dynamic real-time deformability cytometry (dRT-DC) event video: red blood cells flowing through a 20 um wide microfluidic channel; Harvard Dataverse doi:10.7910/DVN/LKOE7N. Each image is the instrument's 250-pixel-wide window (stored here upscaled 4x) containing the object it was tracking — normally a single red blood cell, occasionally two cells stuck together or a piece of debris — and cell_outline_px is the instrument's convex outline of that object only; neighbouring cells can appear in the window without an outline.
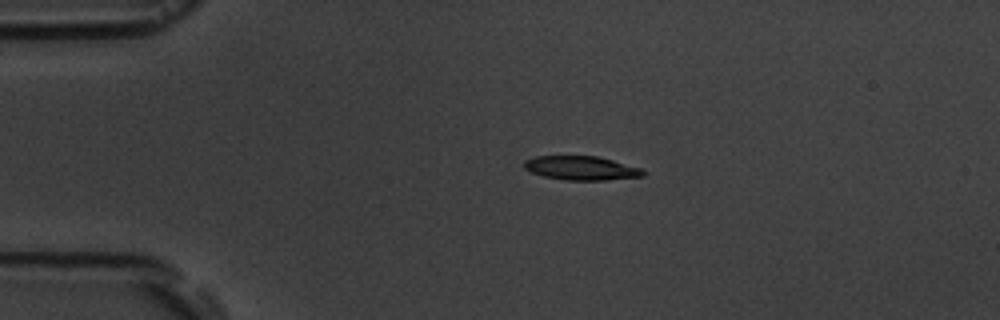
{"species": "common noctule bat (a hibernating species)", "species_latin": "Nyctalus noctula", "temperature_condition": "room temperature", "stored_images_in_passage": 1, "camera_frame_rate_fps": 3000, "um_per_image_px": 0.085, "animal": {"sex": "male", "body_mass_g": 19.5, "forearm_length_mm": 54.6}, "frame": {"image": 1, "passage_image": 1, "time_ms": 0.0, "image_size_px": [1000, 320], "cell_outline_px": [[648, 172], [644, 176], [608, 180], [564, 180], [544, 176], [528, 172], [524, 168], [524, 160], [536, 156], [596, 156], [612, 160], [640, 168]], "centroid_in_image_um": [49.39, 14.29], "position_along_channel_um": 35.6, "area_um2": 16.7}}